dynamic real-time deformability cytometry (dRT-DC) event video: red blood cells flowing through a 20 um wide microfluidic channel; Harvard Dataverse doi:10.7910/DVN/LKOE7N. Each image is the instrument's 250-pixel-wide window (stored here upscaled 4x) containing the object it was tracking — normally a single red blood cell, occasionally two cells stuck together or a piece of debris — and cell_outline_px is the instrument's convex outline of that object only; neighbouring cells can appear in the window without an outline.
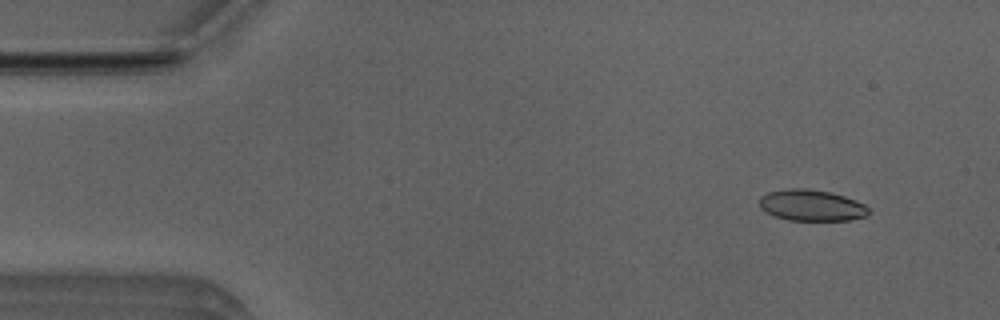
{"species": "Egyptian fruit bat (a non-hibernating species)", "species_latin": "Rousettus aegyptiacus", "temperature_condition": "room temperature", "stored_images_in_passage": 50, "camera_frame_rate_fps": 3000, "um_per_image_px": 0.085, "animal": {"sex": "male"}, "frame": {"image": 1, "passage_image": 4, "time_ms": 1.0, "image_size_px": [1000, 320], "cell_outline_px": [[872, 212], [868, 216], [848, 220], [788, 220], [776, 216], [760, 208], [760, 196], [768, 192], [788, 188], [804, 188], [832, 192], [856, 200], [864, 204]], "centroid_in_image_um": [69.01, 17.45], "position_along_channel_um": 16.0, "area_um2": 19.94}}
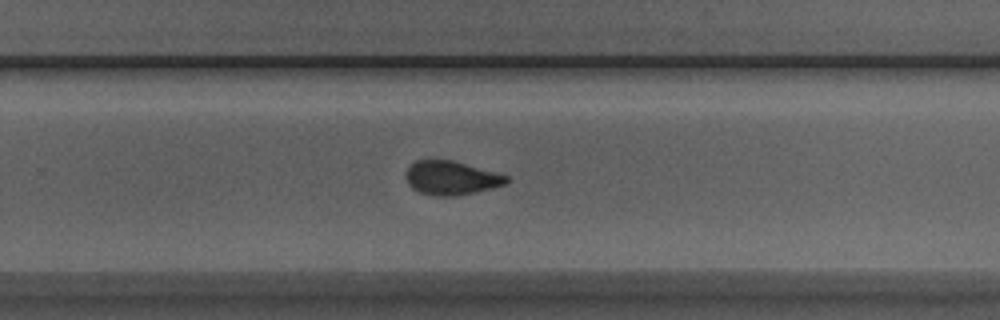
{"frame": {"image": 2, "passage_image": 32, "time_ms": 10.333, "image_size_px": [1000, 320], "cell_outline_px": [[508, 184], [476, 192], [456, 196], [436, 196], [420, 192], [412, 188], [408, 184], [404, 176], [408, 168], [416, 160], [452, 160], [508, 176]], "centroid_in_image_um": [38.34, 15.14], "position_along_channel_um": 291.5, "area_um2": 19.77}}
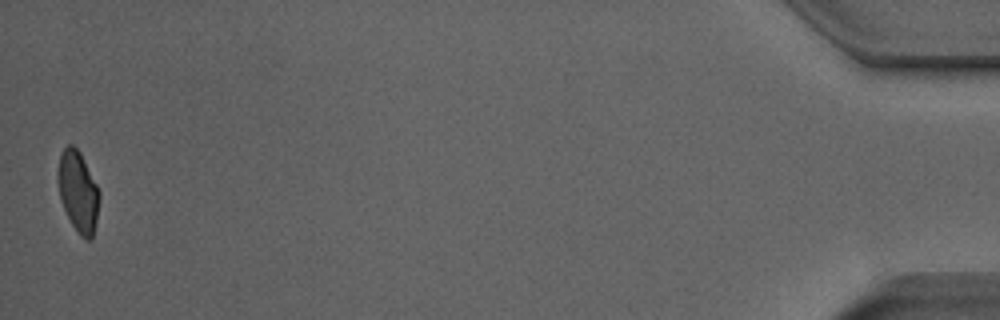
{"frame": {"image": 3, "passage_image": 50, "time_ms": 16.333, "image_size_px": [1000, 320], "cell_outline_px": [[100, 196], [96, 220], [92, 240], [88, 240], [80, 236], [72, 224], [64, 208], [60, 196], [60, 156], [64, 148], [68, 144], [72, 144], [80, 152], [100, 192]], "centroid_in_image_um": [6.68, 16.32], "position_along_channel_um": 428.5, "area_um2": 18.79}, "authors_computed_cell_mechanics": {"area_um2": 20.2878, "velocity_mm_per_s": 3.9789, "shape_relaxation_time_tau1_ms": null, "shape_relaxation_time_tau2_ms": 1.2786, "deformation_change_tau1": null, "deformation_change_tau2": 0.0681}}